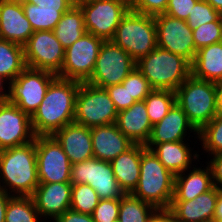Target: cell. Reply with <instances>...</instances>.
<instances>
[{
  "mask_svg": "<svg viewBox=\"0 0 222 222\" xmlns=\"http://www.w3.org/2000/svg\"><path fill=\"white\" fill-rule=\"evenodd\" d=\"M28 68L58 74L64 63L65 49L53 31H35L24 45Z\"/></svg>",
  "mask_w": 222,
  "mask_h": 222,
  "instance_id": "obj_13",
  "label": "cell"
},
{
  "mask_svg": "<svg viewBox=\"0 0 222 222\" xmlns=\"http://www.w3.org/2000/svg\"><path fill=\"white\" fill-rule=\"evenodd\" d=\"M199 0H168L166 11L171 17L187 20L192 8Z\"/></svg>",
  "mask_w": 222,
  "mask_h": 222,
  "instance_id": "obj_42",
  "label": "cell"
},
{
  "mask_svg": "<svg viewBox=\"0 0 222 222\" xmlns=\"http://www.w3.org/2000/svg\"><path fill=\"white\" fill-rule=\"evenodd\" d=\"M174 184L175 175L146 148L141 153L140 178L131 194L156 209H169L174 196Z\"/></svg>",
  "mask_w": 222,
  "mask_h": 222,
  "instance_id": "obj_3",
  "label": "cell"
},
{
  "mask_svg": "<svg viewBox=\"0 0 222 222\" xmlns=\"http://www.w3.org/2000/svg\"><path fill=\"white\" fill-rule=\"evenodd\" d=\"M220 16L221 14L211 4L205 0H199L192 8L186 22L194 30L200 25L216 21Z\"/></svg>",
  "mask_w": 222,
  "mask_h": 222,
  "instance_id": "obj_38",
  "label": "cell"
},
{
  "mask_svg": "<svg viewBox=\"0 0 222 222\" xmlns=\"http://www.w3.org/2000/svg\"><path fill=\"white\" fill-rule=\"evenodd\" d=\"M72 184H89L102 199H120L125 193L114 176L110 162L92 158L71 166Z\"/></svg>",
  "mask_w": 222,
  "mask_h": 222,
  "instance_id": "obj_12",
  "label": "cell"
},
{
  "mask_svg": "<svg viewBox=\"0 0 222 222\" xmlns=\"http://www.w3.org/2000/svg\"><path fill=\"white\" fill-rule=\"evenodd\" d=\"M6 85V86H5ZM8 83L0 78V103H6L8 99ZM7 88V89H5Z\"/></svg>",
  "mask_w": 222,
  "mask_h": 222,
  "instance_id": "obj_49",
  "label": "cell"
},
{
  "mask_svg": "<svg viewBox=\"0 0 222 222\" xmlns=\"http://www.w3.org/2000/svg\"><path fill=\"white\" fill-rule=\"evenodd\" d=\"M105 89L109 93L118 112L131 107L136 102L135 99L130 96L127 88L122 84L111 85Z\"/></svg>",
  "mask_w": 222,
  "mask_h": 222,
  "instance_id": "obj_41",
  "label": "cell"
},
{
  "mask_svg": "<svg viewBox=\"0 0 222 222\" xmlns=\"http://www.w3.org/2000/svg\"><path fill=\"white\" fill-rule=\"evenodd\" d=\"M155 210L153 205L131 193L124 194L120 198L118 220L120 222H147Z\"/></svg>",
  "mask_w": 222,
  "mask_h": 222,
  "instance_id": "obj_31",
  "label": "cell"
},
{
  "mask_svg": "<svg viewBox=\"0 0 222 222\" xmlns=\"http://www.w3.org/2000/svg\"><path fill=\"white\" fill-rule=\"evenodd\" d=\"M144 101L153 126L160 122L176 103V94L171 90L153 89Z\"/></svg>",
  "mask_w": 222,
  "mask_h": 222,
  "instance_id": "obj_33",
  "label": "cell"
},
{
  "mask_svg": "<svg viewBox=\"0 0 222 222\" xmlns=\"http://www.w3.org/2000/svg\"><path fill=\"white\" fill-rule=\"evenodd\" d=\"M214 219H222V190L218 193V198L216 201V208L214 213Z\"/></svg>",
  "mask_w": 222,
  "mask_h": 222,
  "instance_id": "obj_50",
  "label": "cell"
},
{
  "mask_svg": "<svg viewBox=\"0 0 222 222\" xmlns=\"http://www.w3.org/2000/svg\"><path fill=\"white\" fill-rule=\"evenodd\" d=\"M145 149V145L133 144L110 162L118 185L125 194L132 193L138 184L141 153Z\"/></svg>",
  "mask_w": 222,
  "mask_h": 222,
  "instance_id": "obj_26",
  "label": "cell"
},
{
  "mask_svg": "<svg viewBox=\"0 0 222 222\" xmlns=\"http://www.w3.org/2000/svg\"><path fill=\"white\" fill-rule=\"evenodd\" d=\"M52 136L61 145L72 165L94 158L91 128L72 122Z\"/></svg>",
  "mask_w": 222,
  "mask_h": 222,
  "instance_id": "obj_19",
  "label": "cell"
},
{
  "mask_svg": "<svg viewBox=\"0 0 222 222\" xmlns=\"http://www.w3.org/2000/svg\"><path fill=\"white\" fill-rule=\"evenodd\" d=\"M57 75L26 67L13 81L8 83L7 102L16 105L30 117L40 106L49 85Z\"/></svg>",
  "mask_w": 222,
  "mask_h": 222,
  "instance_id": "obj_8",
  "label": "cell"
},
{
  "mask_svg": "<svg viewBox=\"0 0 222 222\" xmlns=\"http://www.w3.org/2000/svg\"><path fill=\"white\" fill-rule=\"evenodd\" d=\"M77 4L84 16L86 32L111 40L121 19L130 10L128 0H92Z\"/></svg>",
  "mask_w": 222,
  "mask_h": 222,
  "instance_id": "obj_9",
  "label": "cell"
},
{
  "mask_svg": "<svg viewBox=\"0 0 222 222\" xmlns=\"http://www.w3.org/2000/svg\"><path fill=\"white\" fill-rule=\"evenodd\" d=\"M153 89L176 91L192 74L191 63L180 55L156 47L136 62Z\"/></svg>",
  "mask_w": 222,
  "mask_h": 222,
  "instance_id": "obj_4",
  "label": "cell"
},
{
  "mask_svg": "<svg viewBox=\"0 0 222 222\" xmlns=\"http://www.w3.org/2000/svg\"><path fill=\"white\" fill-rule=\"evenodd\" d=\"M206 165L205 168L195 165V167L175 175L172 201L192 200L214 187L211 169L208 164Z\"/></svg>",
  "mask_w": 222,
  "mask_h": 222,
  "instance_id": "obj_25",
  "label": "cell"
},
{
  "mask_svg": "<svg viewBox=\"0 0 222 222\" xmlns=\"http://www.w3.org/2000/svg\"><path fill=\"white\" fill-rule=\"evenodd\" d=\"M214 222H222V219H214Z\"/></svg>",
  "mask_w": 222,
  "mask_h": 222,
  "instance_id": "obj_53",
  "label": "cell"
},
{
  "mask_svg": "<svg viewBox=\"0 0 222 222\" xmlns=\"http://www.w3.org/2000/svg\"><path fill=\"white\" fill-rule=\"evenodd\" d=\"M93 156L111 162L134 143L129 140L115 123L91 127Z\"/></svg>",
  "mask_w": 222,
  "mask_h": 222,
  "instance_id": "obj_22",
  "label": "cell"
},
{
  "mask_svg": "<svg viewBox=\"0 0 222 222\" xmlns=\"http://www.w3.org/2000/svg\"><path fill=\"white\" fill-rule=\"evenodd\" d=\"M30 4H36L38 9H70L74 0H25Z\"/></svg>",
  "mask_w": 222,
  "mask_h": 222,
  "instance_id": "obj_44",
  "label": "cell"
},
{
  "mask_svg": "<svg viewBox=\"0 0 222 222\" xmlns=\"http://www.w3.org/2000/svg\"><path fill=\"white\" fill-rule=\"evenodd\" d=\"M196 138L209 156L222 153V115L217 114L198 132Z\"/></svg>",
  "mask_w": 222,
  "mask_h": 222,
  "instance_id": "obj_34",
  "label": "cell"
},
{
  "mask_svg": "<svg viewBox=\"0 0 222 222\" xmlns=\"http://www.w3.org/2000/svg\"><path fill=\"white\" fill-rule=\"evenodd\" d=\"M135 101H143L153 90L149 81L135 67L121 83Z\"/></svg>",
  "mask_w": 222,
  "mask_h": 222,
  "instance_id": "obj_37",
  "label": "cell"
},
{
  "mask_svg": "<svg viewBox=\"0 0 222 222\" xmlns=\"http://www.w3.org/2000/svg\"><path fill=\"white\" fill-rule=\"evenodd\" d=\"M85 32L83 12L77 4H74L62 15L53 29L54 35L64 49H67L77 39H80Z\"/></svg>",
  "mask_w": 222,
  "mask_h": 222,
  "instance_id": "obj_28",
  "label": "cell"
},
{
  "mask_svg": "<svg viewBox=\"0 0 222 222\" xmlns=\"http://www.w3.org/2000/svg\"><path fill=\"white\" fill-rule=\"evenodd\" d=\"M147 222H173V214L169 209H156Z\"/></svg>",
  "mask_w": 222,
  "mask_h": 222,
  "instance_id": "obj_46",
  "label": "cell"
},
{
  "mask_svg": "<svg viewBox=\"0 0 222 222\" xmlns=\"http://www.w3.org/2000/svg\"><path fill=\"white\" fill-rule=\"evenodd\" d=\"M33 32L21 0H0V39L24 46Z\"/></svg>",
  "mask_w": 222,
  "mask_h": 222,
  "instance_id": "obj_18",
  "label": "cell"
},
{
  "mask_svg": "<svg viewBox=\"0 0 222 222\" xmlns=\"http://www.w3.org/2000/svg\"><path fill=\"white\" fill-rule=\"evenodd\" d=\"M213 6V8L222 15V0H205Z\"/></svg>",
  "mask_w": 222,
  "mask_h": 222,
  "instance_id": "obj_51",
  "label": "cell"
},
{
  "mask_svg": "<svg viewBox=\"0 0 222 222\" xmlns=\"http://www.w3.org/2000/svg\"><path fill=\"white\" fill-rule=\"evenodd\" d=\"M175 94L177 105L198 132L218 114L214 82L195 78L191 74Z\"/></svg>",
  "mask_w": 222,
  "mask_h": 222,
  "instance_id": "obj_5",
  "label": "cell"
},
{
  "mask_svg": "<svg viewBox=\"0 0 222 222\" xmlns=\"http://www.w3.org/2000/svg\"><path fill=\"white\" fill-rule=\"evenodd\" d=\"M135 67L136 61L126 51L107 40L102 43L94 71L86 82L100 88L121 84Z\"/></svg>",
  "mask_w": 222,
  "mask_h": 222,
  "instance_id": "obj_10",
  "label": "cell"
},
{
  "mask_svg": "<svg viewBox=\"0 0 222 222\" xmlns=\"http://www.w3.org/2000/svg\"><path fill=\"white\" fill-rule=\"evenodd\" d=\"M154 19L157 46L182 56L192 64L197 51L193 30L189 27L186 20L174 18L164 13L155 15Z\"/></svg>",
  "mask_w": 222,
  "mask_h": 222,
  "instance_id": "obj_14",
  "label": "cell"
},
{
  "mask_svg": "<svg viewBox=\"0 0 222 222\" xmlns=\"http://www.w3.org/2000/svg\"><path fill=\"white\" fill-rule=\"evenodd\" d=\"M198 135V131L188 120L185 112L175 103L167 115L152 126L150 138L146 144H160L164 142H176L188 140V132ZM187 137V138H185Z\"/></svg>",
  "mask_w": 222,
  "mask_h": 222,
  "instance_id": "obj_21",
  "label": "cell"
},
{
  "mask_svg": "<svg viewBox=\"0 0 222 222\" xmlns=\"http://www.w3.org/2000/svg\"><path fill=\"white\" fill-rule=\"evenodd\" d=\"M53 222H94L91 214H83L71 209L58 216Z\"/></svg>",
  "mask_w": 222,
  "mask_h": 222,
  "instance_id": "obj_45",
  "label": "cell"
},
{
  "mask_svg": "<svg viewBox=\"0 0 222 222\" xmlns=\"http://www.w3.org/2000/svg\"><path fill=\"white\" fill-rule=\"evenodd\" d=\"M81 82L57 77L31 116L35 136H51L74 122L76 94Z\"/></svg>",
  "mask_w": 222,
  "mask_h": 222,
  "instance_id": "obj_1",
  "label": "cell"
},
{
  "mask_svg": "<svg viewBox=\"0 0 222 222\" xmlns=\"http://www.w3.org/2000/svg\"><path fill=\"white\" fill-rule=\"evenodd\" d=\"M115 124L134 144L146 145L152 132L144 100L136 101L131 107L119 111Z\"/></svg>",
  "mask_w": 222,
  "mask_h": 222,
  "instance_id": "obj_24",
  "label": "cell"
},
{
  "mask_svg": "<svg viewBox=\"0 0 222 222\" xmlns=\"http://www.w3.org/2000/svg\"><path fill=\"white\" fill-rule=\"evenodd\" d=\"M39 183L70 182L71 162L61 145L51 136H36Z\"/></svg>",
  "mask_w": 222,
  "mask_h": 222,
  "instance_id": "obj_15",
  "label": "cell"
},
{
  "mask_svg": "<svg viewBox=\"0 0 222 222\" xmlns=\"http://www.w3.org/2000/svg\"><path fill=\"white\" fill-rule=\"evenodd\" d=\"M26 18L35 31H53L62 15L69 9H38L36 4L21 0Z\"/></svg>",
  "mask_w": 222,
  "mask_h": 222,
  "instance_id": "obj_30",
  "label": "cell"
},
{
  "mask_svg": "<svg viewBox=\"0 0 222 222\" xmlns=\"http://www.w3.org/2000/svg\"><path fill=\"white\" fill-rule=\"evenodd\" d=\"M71 193V182L39 183L32 198L40 217H44V221L48 218L53 222L70 209Z\"/></svg>",
  "mask_w": 222,
  "mask_h": 222,
  "instance_id": "obj_17",
  "label": "cell"
},
{
  "mask_svg": "<svg viewBox=\"0 0 222 222\" xmlns=\"http://www.w3.org/2000/svg\"><path fill=\"white\" fill-rule=\"evenodd\" d=\"M196 51L204 46L222 41V15L213 22L200 25L193 30Z\"/></svg>",
  "mask_w": 222,
  "mask_h": 222,
  "instance_id": "obj_36",
  "label": "cell"
},
{
  "mask_svg": "<svg viewBox=\"0 0 222 222\" xmlns=\"http://www.w3.org/2000/svg\"><path fill=\"white\" fill-rule=\"evenodd\" d=\"M38 185L36 136L27 144L0 150L1 190L13 196H32Z\"/></svg>",
  "mask_w": 222,
  "mask_h": 222,
  "instance_id": "obj_2",
  "label": "cell"
},
{
  "mask_svg": "<svg viewBox=\"0 0 222 222\" xmlns=\"http://www.w3.org/2000/svg\"><path fill=\"white\" fill-rule=\"evenodd\" d=\"M216 88V102L218 114L222 115V80L214 83Z\"/></svg>",
  "mask_w": 222,
  "mask_h": 222,
  "instance_id": "obj_48",
  "label": "cell"
},
{
  "mask_svg": "<svg viewBox=\"0 0 222 222\" xmlns=\"http://www.w3.org/2000/svg\"><path fill=\"white\" fill-rule=\"evenodd\" d=\"M31 117L16 105L0 103V150L34 141Z\"/></svg>",
  "mask_w": 222,
  "mask_h": 222,
  "instance_id": "obj_16",
  "label": "cell"
},
{
  "mask_svg": "<svg viewBox=\"0 0 222 222\" xmlns=\"http://www.w3.org/2000/svg\"><path fill=\"white\" fill-rule=\"evenodd\" d=\"M99 200L98 194L89 184H72L71 210L83 214H92Z\"/></svg>",
  "mask_w": 222,
  "mask_h": 222,
  "instance_id": "obj_35",
  "label": "cell"
},
{
  "mask_svg": "<svg viewBox=\"0 0 222 222\" xmlns=\"http://www.w3.org/2000/svg\"><path fill=\"white\" fill-rule=\"evenodd\" d=\"M186 142V140H182L160 144H146L145 147L155 154L166 169L177 175L192 168L200 160L198 152L196 151L193 154V148ZM193 161L196 163L192 165Z\"/></svg>",
  "mask_w": 222,
  "mask_h": 222,
  "instance_id": "obj_23",
  "label": "cell"
},
{
  "mask_svg": "<svg viewBox=\"0 0 222 222\" xmlns=\"http://www.w3.org/2000/svg\"><path fill=\"white\" fill-rule=\"evenodd\" d=\"M104 40L85 32L65 49L64 63L57 77L86 82L92 75L100 47Z\"/></svg>",
  "mask_w": 222,
  "mask_h": 222,
  "instance_id": "obj_11",
  "label": "cell"
},
{
  "mask_svg": "<svg viewBox=\"0 0 222 222\" xmlns=\"http://www.w3.org/2000/svg\"><path fill=\"white\" fill-rule=\"evenodd\" d=\"M117 115L105 88L81 82L76 94L74 122L91 128L116 123Z\"/></svg>",
  "mask_w": 222,
  "mask_h": 222,
  "instance_id": "obj_7",
  "label": "cell"
},
{
  "mask_svg": "<svg viewBox=\"0 0 222 222\" xmlns=\"http://www.w3.org/2000/svg\"><path fill=\"white\" fill-rule=\"evenodd\" d=\"M26 67L24 46L0 39V78L9 83Z\"/></svg>",
  "mask_w": 222,
  "mask_h": 222,
  "instance_id": "obj_29",
  "label": "cell"
},
{
  "mask_svg": "<svg viewBox=\"0 0 222 222\" xmlns=\"http://www.w3.org/2000/svg\"><path fill=\"white\" fill-rule=\"evenodd\" d=\"M130 10L146 15L165 13L168 0H130Z\"/></svg>",
  "mask_w": 222,
  "mask_h": 222,
  "instance_id": "obj_40",
  "label": "cell"
},
{
  "mask_svg": "<svg viewBox=\"0 0 222 222\" xmlns=\"http://www.w3.org/2000/svg\"><path fill=\"white\" fill-rule=\"evenodd\" d=\"M173 222H180V221H178V220L174 219V216H173Z\"/></svg>",
  "mask_w": 222,
  "mask_h": 222,
  "instance_id": "obj_54",
  "label": "cell"
},
{
  "mask_svg": "<svg viewBox=\"0 0 222 222\" xmlns=\"http://www.w3.org/2000/svg\"><path fill=\"white\" fill-rule=\"evenodd\" d=\"M206 163L211 169L214 186L222 190V153L210 155Z\"/></svg>",
  "mask_w": 222,
  "mask_h": 222,
  "instance_id": "obj_43",
  "label": "cell"
},
{
  "mask_svg": "<svg viewBox=\"0 0 222 222\" xmlns=\"http://www.w3.org/2000/svg\"><path fill=\"white\" fill-rule=\"evenodd\" d=\"M120 199L99 200L92 215L94 222H113L119 216Z\"/></svg>",
  "mask_w": 222,
  "mask_h": 222,
  "instance_id": "obj_39",
  "label": "cell"
},
{
  "mask_svg": "<svg viewBox=\"0 0 222 222\" xmlns=\"http://www.w3.org/2000/svg\"><path fill=\"white\" fill-rule=\"evenodd\" d=\"M111 41L137 62L157 47L154 16L129 10L121 19Z\"/></svg>",
  "mask_w": 222,
  "mask_h": 222,
  "instance_id": "obj_6",
  "label": "cell"
},
{
  "mask_svg": "<svg viewBox=\"0 0 222 222\" xmlns=\"http://www.w3.org/2000/svg\"><path fill=\"white\" fill-rule=\"evenodd\" d=\"M40 218L32 196H12L9 199L5 222H45Z\"/></svg>",
  "mask_w": 222,
  "mask_h": 222,
  "instance_id": "obj_32",
  "label": "cell"
},
{
  "mask_svg": "<svg viewBox=\"0 0 222 222\" xmlns=\"http://www.w3.org/2000/svg\"><path fill=\"white\" fill-rule=\"evenodd\" d=\"M13 195L6 193L0 189V222H5V213L9 199Z\"/></svg>",
  "mask_w": 222,
  "mask_h": 222,
  "instance_id": "obj_47",
  "label": "cell"
},
{
  "mask_svg": "<svg viewBox=\"0 0 222 222\" xmlns=\"http://www.w3.org/2000/svg\"><path fill=\"white\" fill-rule=\"evenodd\" d=\"M220 190L214 186L195 199L172 201L169 210L174 219L180 222H214L216 201Z\"/></svg>",
  "mask_w": 222,
  "mask_h": 222,
  "instance_id": "obj_20",
  "label": "cell"
},
{
  "mask_svg": "<svg viewBox=\"0 0 222 222\" xmlns=\"http://www.w3.org/2000/svg\"><path fill=\"white\" fill-rule=\"evenodd\" d=\"M191 69L195 78L214 83L222 80V41L198 49Z\"/></svg>",
  "mask_w": 222,
  "mask_h": 222,
  "instance_id": "obj_27",
  "label": "cell"
},
{
  "mask_svg": "<svg viewBox=\"0 0 222 222\" xmlns=\"http://www.w3.org/2000/svg\"><path fill=\"white\" fill-rule=\"evenodd\" d=\"M87 1H92V0H74L75 3H82V2H87Z\"/></svg>",
  "mask_w": 222,
  "mask_h": 222,
  "instance_id": "obj_52",
  "label": "cell"
}]
</instances>
